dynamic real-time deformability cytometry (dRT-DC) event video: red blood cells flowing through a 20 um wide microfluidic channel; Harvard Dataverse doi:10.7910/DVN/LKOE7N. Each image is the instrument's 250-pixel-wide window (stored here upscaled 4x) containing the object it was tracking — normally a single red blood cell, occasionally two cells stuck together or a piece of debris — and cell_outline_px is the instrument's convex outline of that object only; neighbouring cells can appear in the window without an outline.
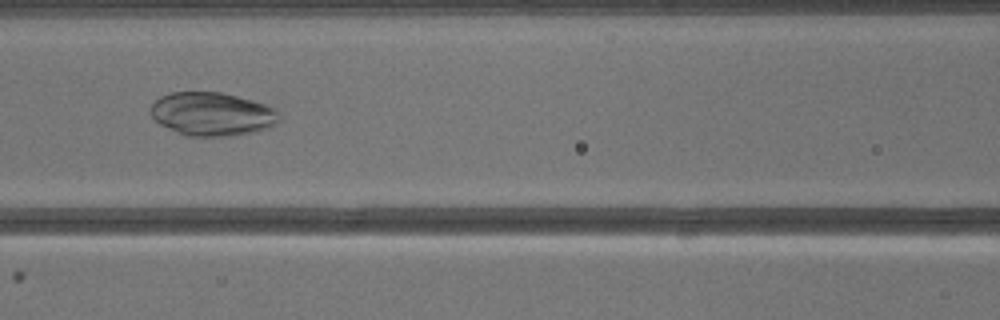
{"species": "common noctule bat (a hibernating species)", "species_latin": "Nyctalus noctula", "temperature_condition": "warm", "stored_images_in_passage": 40, "camera_frame_rate_fps": 3000, "um_per_image_px": 0.085, "animal": {"sex": "male", "body_mass_g": 13.3}, "frame": {"image": 1, "passage_image": 18, "time_ms": 5.667, "image_size_px": [1000, 320], "cell_outline_px": [[280, 120], [276, 124], [268, 128], [256, 132], [232, 136], [184, 136], [160, 124], [152, 116], [152, 104], [160, 96], [172, 92], [220, 92], [236, 96], [264, 104], [276, 108], [280, 112]], "centroid_in_image_um": [18.07, 9.7], "position_along_channel_um": 148.5, "area_um2": 32.66}}
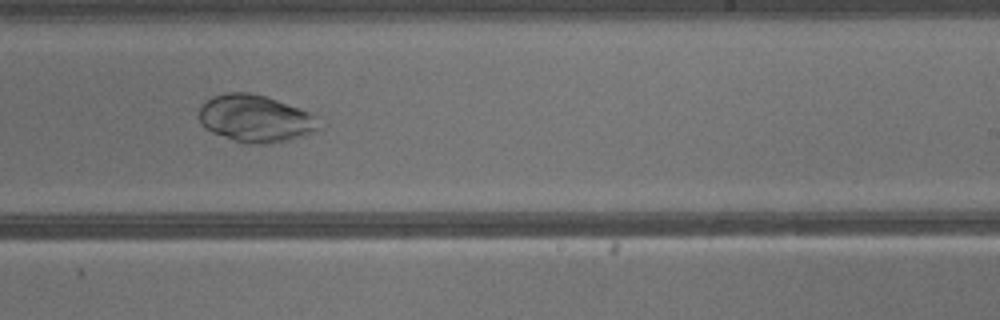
{"frame": {"image": 2, "passage_image": 25, "time_ms": 8.0, "image_size_px": [1000, 320], "cell_outline_px": [[324, 128], [316, 132], [288, 140], [264, 144], [248, 144], [212, 132], [204, 128], [200, 124], [200, 104], [204, 100], [212, 96], [228, 92], [248, 92], [264, 96], [300, 108], [308, 112], [324, 124]], "centroid_in_image_um": [21.73, 10.07], "position_along_channel_um": 267.3, "area_um2": 33.18}}
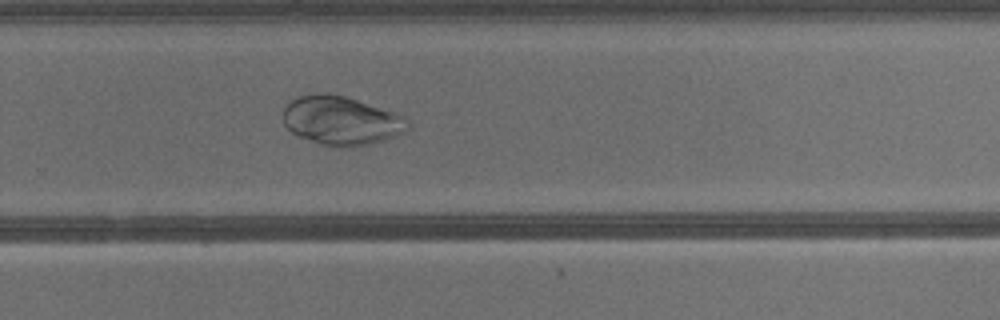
{"frame": {"image": 3, "passage_image": 27, "time_ms": 8.667, "image_size_px": [1000, 320], "cell_outline_px": [[408, 128], [404, 132], [396, 136], [384, 140], [352, 148], [328, 148], [300, 136], [292, 132], [284, 124], [280, 116], [284, 108], [292, 100], [300, 96], [320, 92], [328, 92], [344, 96], [396, 112], [408, 120]], "centroid_in_image_um": [28.98, 10.27], "position_along_channel_um": 300.8, "area_um2": 35.95}}